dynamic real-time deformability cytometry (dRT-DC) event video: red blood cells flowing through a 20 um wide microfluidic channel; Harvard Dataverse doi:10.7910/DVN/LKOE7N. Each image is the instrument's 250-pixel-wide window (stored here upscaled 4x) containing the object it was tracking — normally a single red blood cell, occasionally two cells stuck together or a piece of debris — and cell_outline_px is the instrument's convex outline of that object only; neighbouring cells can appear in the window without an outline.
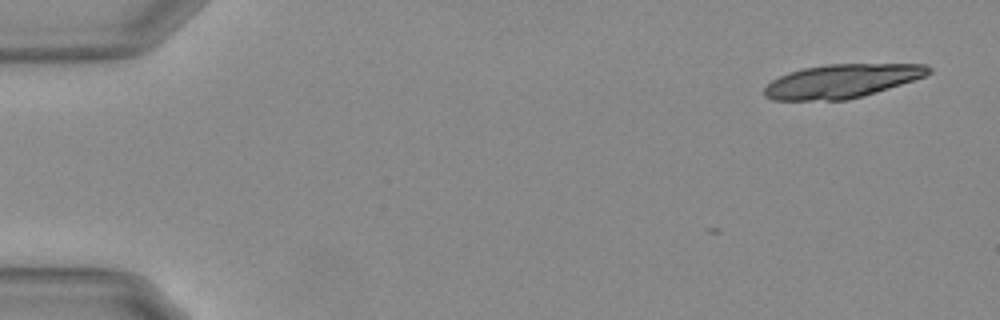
{"species": "Egyptian fruit bat (a non-hibernating species)", "species_latin": "Rousettus aegyptiacus", "temperature_condition": "warm", "stored_images_in_passage": 8, "camera_frame_rate_fps": 3000, "um_per_image_px": 0.085, "animal": {"sex": "female"}, "frame": {"image": 1, "passage_image": 1, "time_ms": 0.0, "image_size_px": [1000, 320], "cell_outline_px": [[932, 72], [924, 76], [876, 92], [848, 100], [772, 100], [764, 96], [764, 88], [772, 80], [788, 72], [804, 68], [828, 64], [924, 64], [932, 68]], "centroid_in_image_um": [71.53, 6.89], "position_along_channel_um": 13.5, "area_um2": 32.02}}